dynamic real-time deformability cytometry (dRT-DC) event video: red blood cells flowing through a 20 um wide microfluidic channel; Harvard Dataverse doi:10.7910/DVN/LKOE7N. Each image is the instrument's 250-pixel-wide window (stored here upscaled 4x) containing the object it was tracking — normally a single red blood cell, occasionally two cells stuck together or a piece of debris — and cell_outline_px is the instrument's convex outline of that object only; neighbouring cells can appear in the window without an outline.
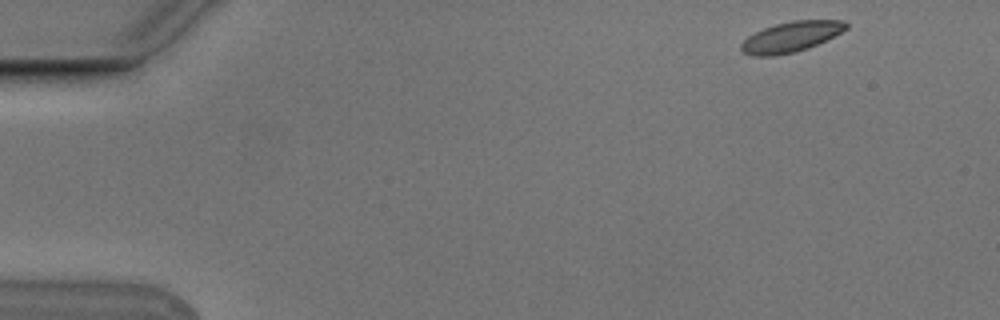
{"species": "Egyptian fruit bat (a non-hibernating species)", "species_latin": "Rousettus aegyptiacus", "temperature_condition": "cold", "stored_images_in_passage": 6, "camera_frame_rate_fps": 3000, "um_per_image_px": 0.085, "animal": {"sex": "male"}, "frame": {"image": 1, "passage_image": 1, "time_ms": 0.0, "image_size_px": [1000, 320], "cell_outline_px": [[848, 28], [808, 48], [792, 52], [772, 56], [752, 56], [744, 52], [740, 48], [740, 44], [748, 36], [764, 28], [776, 24], [792, 20], [844, 20], [848, 24]], "centroid_in_image_um": [67.21, 3.12], "position_along_channel_um": 17.8, "area_um2": 18.26}}
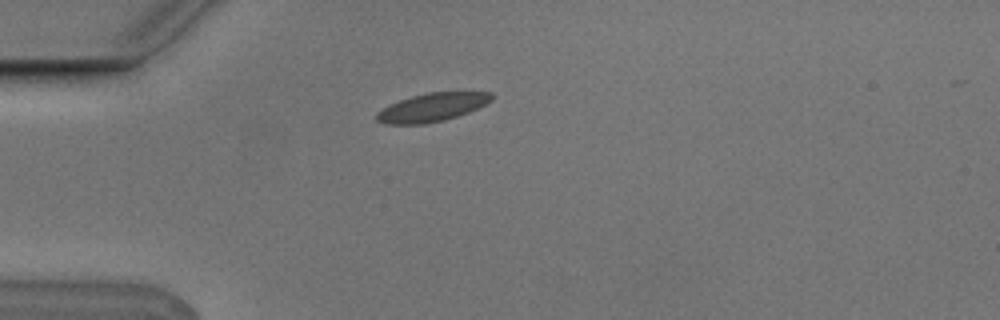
{"frame": {"image": 2, "passage_image": 3, "time_ms": 0.667, "image_size_px": [1000, 320], "cell_outline_px": [[492, 100], [468, 112], [444, 120], [424, 124], [384, 124], [376, 120], [376, 112], [400, 100], [412, 96], [428, 92], [492, 92]], "centroid_in_image_um": [36.7, 9.13], "position_along_channel_um": 48.3, "area_um2": 18.73}}
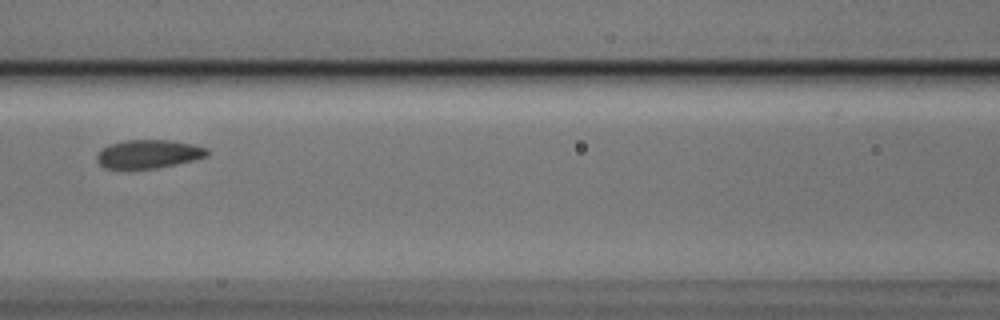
{"frame": {"image": 3, "passage_image": 6, "time_ms": 1.667, "image_size_px": [1000, 320], "cell_outline_px": [[208, 156], [176, 164], [156, 168], [104, 168], [96, 160], [96, 156], [104, 148], [112, 144], [124, 140], [168, 140], [192, 144], [208, 148]], "centroid_in_image_um": [12.64, 13.09], "position_along_channel_um": 154.0, "area_um2": 18.03}}